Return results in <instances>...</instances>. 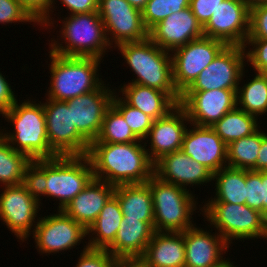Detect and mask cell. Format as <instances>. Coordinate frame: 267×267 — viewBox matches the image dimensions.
<instances>
[{
  "label": "cell",
  "instance_id": "4dcf8cb0",
  "mask_svg": "<svg viewBox=\"0 0 267 267\" xmlns=\"http://www.w3.org/2000/svg\"><path fill=\"white\" fill-rule=\"evenodd\" d=\"M31 162L27 155L15 151L0 134V182L2 184L11 186L23 183L25 169Z\"/></svg>",
  "mask_w": 267,
  "mask_h": 267
},
{
  "label": "cell",
  "instance_id": "30bf717a",
  "mask_svg": "<svg viewBox=\"0 0 267 267\" xmlns=\"http://www.w3.org/2000/svg\"><path fill=\"white\" fill-rule=\"evenodd\" d=\"M226 46L227 44L219 39L203 36L173 50V83L180 95Z\"/></svg>",
  "mask_w": 267,
  "mask_h": 267
},
{
  "label": "cell",
  "instance_id": "c3c4849f",
  "mask_svg": "<svg viewBox=\"0 0 267 267\" xmlns=\"http://www.w3.org/2000/svg\"><path fill=\"white\" fill-rule=\"evenodd\" d=\"M262 178V214L267 212V171H261Z\"/></svg>",
  "mask_w": 267,
  "mask_h": 267
},
{
  "label": "cell",
  "instance_id": "277c9868",
  "mask_svg": "<svg viewBox=\"0 0 267 267\" xmlns=\"http://www.w3.org/2000/svg\"><path fill=\"white\" fill-rule=\"evenodd\" d=\"M51 57V86L48 99L67 101L97 90L102 83L97 77L101 59L69 57L49 52Z\"/></svg>",
  "mask_w": 267,
  "mask_h": 267
},
{
  "label": "cell",
  "instance_id": "f1b7e54d",
  "mask_svg": "<svg viewBox=\"0 0 267 267\" xmlns=\"http://www.w3.org/2000/svg\"><path fill=\"white\" fill-rule=\"evenodd\" d=\"M216 198L208 203L246 204V169L225 166L213 174Z\"/></svg>",
  "mask_w": 267,
  "mask_h": 267
},
{
  "label": "cell",
  "instance_id": "ee69618b",
  "mask_svg": "<svg viewBox=\"0 0 267 267\" xmlns=\"http://www.w3.org/2000/svg\"><path fill=\"white\" fill-rule=\"evenodd\" d=\"M224 0H190V8L199 23L204 27L215 12L216 8Z\"/></svg>",
  "mask_w": 267,
  "mask_h": 267
},
{
  "label": "cell",
  "instance_id": "b9f144b4",
  "mask_svg": "<svg viewBox=\"0 0 267 267\" xmlns=\"http://www.w3.org/2000/svg\"><path fill=\"white\" fill-rule=\"evenodd\" d=\"M248 39H267V5H260L250 9Z\"/></svg>",
  "mask_w": 267,
  "mask_h": 267
},
{
  "label": "cell",
  "instance_id": "ac0fdd59",
  "mask_svg": "<svg viewBox=\"0 0 267 267\" xmlns=\"http://www.w3.org/2000/svg\"><path fill=\"white\" fill-rule=\"evenodd\" d=\"M203 36V27L190 7L172 13L149 31V38L166 51H173Z\"/></svg>",
  "mask_w": 267,
  "mask_h": 267
},
{
  "label": "cell",
  "instance_id": "7c38bea8",
  "mask_svg": "<svg viewBox=\"0 0 267 267\" xmlns=\"http://www.w3.org/2000/svg\"><path fill=\"white\" fill-rule=\"evenodd\" d=\"M237 89L185 91L179 105L185 110L190 123L211 127L237 106Z\"/></svg>",
  "mask_w": 267,
  "mask_h": 267
},
{
  "label": "cell",
  "instance_id": "d590c367",
  "mask_svg": "<svg viewBox=\"0 0 267 267\" xmlns=\"http://www.w3.org/2000/svg\"><path fill=\"white\" fill-rule=\"evenodd\" d=\"M116 98L114 93L112 105L122 114L134 134L140 140L146 139L154 119L139 109L130 106L124 100L122 101L121 98Z\"/></svg>",
  "mask_w": 267,
  "mask_h": 267
},
{
  "label": "cell",
  "instance_id": "7a4b0ae2",
  "mask_svg": "<svg viewBox=\"0 0 267 267\" xmlns=\"http://www.w3.org/2000/svg\"><path fill=\"white\" fill-rule=\"evenodd\" d=\"M118 47L128 65L137 74L138 78L131 83L164 91L179 104L181 95L173 83L169 51L160 48L149 37L142 41L123 43Z\"/></svg>",
  "mask_w": 267,
  "mask_h": 267
},
{
  "label": "cell",
  "instance_id": "603a6c76",
  "mask_svg": "<svg viewBox=\"0 0 267 267\" xmlns=\"http://www.w3.org/2000/svg\"><path fill=\"white\" fill-rule=\"evenodd\" d=\"M185 267H216L222 260L221 252L228 249V242L217 235L192 227L184 231Z\"/></svg>",
  "mask_w": 267,
  "mask_h": 267
},
{
  "label": "cell",
  "instance_id": "1f68e13d",
  "mask_svg": "<svg viewBox=\"0 0 267 267\" xmlns=\"http://www.w3.org/2000/svg\"><path fill=\"white\" fill-rule=\"evenodd\" d=\"M266 135L259 131L234 140L227 145V163L229 167L251 170L257 162L262 138Z\"/></svg>",
  "mask_w": 267,
  "mask_h": 267
},
{
  "label": "cell",
  "instance_id": "4fadbf2b",
  "mask_svg": "<svg viewBox=\"0 0 267 267\" xmlns=\"http://www.w3.org/2000/svg\"><path fill=\"white\" fill-rule=\"evenodd\" d=\"M244 46L227 45L186 91L238 89L243 76Z\"/></svg>",
  "mask_w": 267,
  "mask_h": 267
},
{
  "label": "cell",
  "instance_id": "8992f818",
  "mask_svg": "<svg viewBox=\"0 0 267 267\" xmlns=\"http://www.w3.org/2000/svg\"><path fill=\"white\" fill-rule=\"evenodd\" d=\"M147 184L153 198L155 231L183 232L192 228L194 197L187 189L161 181L153 175Z\"/></svg>",
  "mask_w": 267,
  "mask_h": 267
},
{
  "label": "cell",
  "instance_id": "6da1fadb",
  "mask_svg": "<svg viewBox=\"0 0 267 267\" xmlns=\"http://www.w3.org/2000/svg\"><path fill=\"white\" fill-rule=\"evenodd\" d=\"M148 149L137 144L91 142L87 156L95 179L117 186L147 183L154 175V163ZM103 173V176H102Z\"/></svg>",
  "mask_w": 267,
  "mask_h": 267
},
{
  "label": "cell",
  "instance_id": "83f0119b",
  "mask_svg": "<svg viewBox=\"0 0 267 267\" xmlns=\"http://www.w3.org/2000/svg\"><path fill=\"white\" fill-rule=\"evenodd\" d=\"M123 214L117 197L113 194L106 202L96 220L87 229V235L91 232L97 234L87 245L90 249L106 250L117 235L122 222ZM97 232V233H96Z\"/></svg>",
  "mask_w": 267,
  "mask_h": 267
},
{
  "label": "cell",
  "instance_id": "ba28073f",
  "mask_svg": "<svg viewBox=\"0 0 267 267\" xmlns=\"http://www.w3.org/2000/svg\"><path fill=\"white\" fill-rule=\"evenodd\" d=\"M48 100L43 103V108L51 150L57 156L87 155L90 142L73 124L72 103Z\"/></svg>",
  "mask_w": 267,
  "mask_h": 267
},
{
  "label": "cell",
  "instance_id": "7bdbcfd3",
  "mask_svg": "<svg viewBox=\"0 0 267 267\" xmlns=\"http://www.w3.org/2000/svg\"><path fill=\"white\" fill-rule=\"evenodd\" d=\"M29 14L41 25H48L49 10L54 0H18ZM44 23V24H43Z\"/></svg>",
  "mask_w": 267,
  "mask_h": 267
},
{
  "label": "cell",
  "instance_id": "ffe728a7",
  "mask_svg": "<svg viewBox=\"0 0 267 267\" xmlns=\"http://www.w3.org/2000/svg\"><path fill=\"white\" fill-rule=\"evenodd\" d=\"M154 175L161 181L185 189V185L202 184L213 180V173L182 150L163 155L154 163Z\"/></svg>",
  "mask_w": 267,
  "mask_h": 267
},
{
  "label": "cell",
  "instance_id": "f907efd6",
  "mask_svg": "<svg viewBox=\"0 0 267 267\" xmlns=\"http://www.w3.org/2000/svg\"><path fill=\"white\" fill-rule=\"evenodd\" d=\"M131 6L139 9L142 11V9L147 4L148 0H126Z\"/></svg>",
  "mask_w": 267,
  "mask_h": 267
},
{
  "label": "cell",
  "instance_id": "8d00e7d4",
  "mask_svg": "<svg viewBox=\"0 0 267 267\" xmlns=\"http://www.w3.org/2000/svg\"><path fill=\"white\" fill-rule=\"evenodd\" d=\"M28 193L38 201L46 195V159L33 160L25 169L23 183Z\"/></svg>",
  "mask_w": 267,
  "mask_h": 267
},
{
  "label": "cell",
  "instance_id": "bcb514c9",
  "mask_svg": "<svg viewBox=\"0 0 267 267\" xmlns=\"http://www.w3.org/2000/svg\"><path fill=\"white\" fill-rule=\"evenodd\" d=\"M5 77L0 73V114L8 111L17 101Z\"/></svg>",
  "mask_w": 267,
  "mask_h": 267
},
{
  "label": "cell",
  "instance_id": "f5cc1de1",
  "mask_svg": "<svg viewBox=\"0 0 267 267\" xmlns=\"http://www.w3.org/2000/svg\"><path fill=\"white\" fill-rule=\"evenodd\" d=\"M267 238V212L263 214V232L261 238Z\"/></svg>",
  "mask_w": 267,
  "mask_h": 267
},
{
  "label": "cell",
  "instance_id": "60d3db41",
  "mask_svg": "<svg viewBox=\"0 0 267 267\" xmlns=\"http://www.w3.org/2000/svg\"><path fill=\"white\" fill-rule=\"evenodd\" d=\"M246 43L254 45L255 48L253 51H248L245 58L253 65L257 73L267 75V39H247Z\"/></svg>",
  "mask_w": 267,
  "mask_h": 267
},
{
  "label": "cell",
  "instance_id": "9a60e30c",
  "mask_svg": "<svg viewBox=\"0 0 267 267\" xmlns=\"http://www.w3.org/2000/svg\"><path fill=\"white\" fill-rule=\"evenodd\" d=\"M36 223L33 238L36 247L43 253L71 249L87 235V230L63 210H59V214L40 218Z\"/></svg>",
  "mask_w": 267,
  "mask_h": 267
},
{
  "label": "cell",
  "instance_id": "5bb4252c",
  "mask_svg": "<svg viewBox=\"0 0 267 267\" xmlns=\"http://www.w3.org/2000/svg\"><path fill=\"white\" fill-rule=\"evenodd\" d=\"M98 14L104 23L105 32L114 35L113 40L117 46L149 37L141 10L131 6L126 0H98Z\"/></svg>",
  "mask_w": 267,
  "mask_h": 267
},
{
  "label": "cell",
  "instance_id": "681fc988",
  "mask_svg": "<svg viewBox=\"0 0 267 267\" xmlns=\"http://www.w3.org/2000/svg\"><path fill=\"white\" fill-rule=\"evenodd\" d=\"M250 9L260 5H267V0H242Z\"/></svg>",
  "mask_w": 267,
  "mask_h": 267
},
{
  "label": "cell",
  "instance_id": "5b68a950",
  "mask_svg": "<svg viewBox=\"0 0 267 267\" xmlns=\"http://www.w3.org/2000/svg\"><path fill=\"white\" fill-rule=\"evenodd\" d=\"M63 23L62 37L68 43L64 47L54 40L50 46L52 47L51 52L55 54L101 59L106 47L111 45L98 11L71 14Z\"/></svg>",
  "mask_w": 267,
  "mask_h": 267
},
{
  "label": "cell",
  "instance_id": "74e56055",
  "mask_svg": "<svg viewBox=\"0 0 267 267\" xmlns=\"http://www.w3.org/2000/svg\"><path fill=\"white\" fill-rule=\"evenodd\" d=\"M75 267H116L120 262L107 250L83 248Z\"/></svg>",
  "mask_w": 267,
  "mask_h": 267
},
{
  "label": "cell",
  "instance_id": "d6986e66",
  "mask_svg": "<svg viewBox=\"0 0 267 267\" xmlns=\"http://www.w3.org/2000/svg\"><path fill=\"white\" fill-rule=\"evenodd\" d=\"M193 126L186 130L181 150L214 174L227 163V144L211 127Z\"/></svg>",
  "mask_w": 267,
  "mask_h": 267
},
{
  "label": "cell",
  "instance_id": "2e32d148",
  "mask_svg": "<svg viewBox=\"0 0 267 267\" xmlns=\"http://www.w3.org/2000/svg\"><path fill=\"white\" fill-rule=\"evenodd\" d=\"M4 188L0 194V219L24 241L31 232L40 202L28 193L22 183Z\"/></svg>",
  "mask_w": 267,
  "mask_h": 267
},
{
  "label": "cell",
  "instance_id": "f546056e",
  "mask_svg": "<svg viewBox=\"0 0 267 267\" xmlns=\"http://www.w3.org/2000/svg\"><path fill=\"white\" fill-rule=\"evenodd\" d=\"M255 117L236 106L211 128L228 145L230 142L249 136L258 130Z\"/></svg>",
  "mask_w": 267,
  "mask_h": 267
},
{
  "label": "cell",
  "instance_id": "f35d334b",
  "mask_svg": "<svg viewBox=\"0 0 267 267\" xmlns=\"http://www.w3.org/2000/svg\"><path fill=\"white\" fill-rule=\"evenodd\" d=\"M246 205L262 213L261 171L246 170Z\"/></svg>",
  "mask_w": 267,
  "mask_h": 267
},
{
  "label": "cell",
  "instance_id": "e575fe53",
  "mask_svg": "<svg viewBox=\"0 0 267 267\" xmlns=\"http://www.w3.org/2000/svg\"><path fill=\"white\" fill-rule=\"evenodd\" d=\"M188 7H190V0H148L141 11L144 25L150 31L172 13Z\"/></svg>",
  "mask_w": 267,
  "mask_h": 267
},
{
  "label": "cell",
  "instance_id": "e0dca14e",
  "mask_svg": "<svg viewBox=\"0 0 267 267\" xmlns=\"http://www.w3.org/2000/svg\"><path fill=\"white\" fill-rule=\"evenodd\" d=\"M113 93L103 84L95 91L67 100V103H72L73 124L90 143L101 132L105 113L112 105Z\"/></svg>",
  "mask_w": 267,
  "mask_h": 267
},
{
  "label": "cell",
  "instance_id": "484cf974",
  "mask_svg": "<svg viewBox=\"0 0 267 267\" xmlns=\"http://www.w3.org/2000/svg\"><path fill=\"white\" fill-rule=\"evenodd\" d=\"M124 101L154 120L166 116L178 104L164 91L129 83L121 88Z\"/></svg>",
  "mask_w": 267,
  "mask_h": 267
},
{
  "label": "cell",
  "instance_id": "836d02e7",
  "mask_svg": "<svg viewBox=\"0 0 267 267\" xmlns=\"http://www.w3.org/2000/svg\"><path fill=\"white\" fill-rule=\"evenodd\" d=\"M92 142L129 143L142 141L130 129L122 114L111 105L103 118L99 136Z\"/></svg>",
  "mask_w": 267,
  "mask_h": 267
},
{
  "label": "cell",
  "instance_id": "52a82bcc",
  "mask_svg": "<svg viewBox=\"0 0 267 267\" xmlns=\"http://www.w3.org/2000/svg\"><path fill=\"white\" fill-rule=\"evenodd\" d=\"M93 178V168L87 155L46 159V196L60 200L59 210H63Z\"/></svg>",
  "mask_w": 267,
  "mask_h": 267
},
{
  "label": "cell",
  "instance_id": "44dd1931",
  "mask_svg": "<svg viewBox=\"0 0 267 267\" xmlns=\"http://www.w3.org/2000/svg\"><path fill=\"white\" fill-rule=\"evenodd\" d=\"M154 233V222L123 217L114 242L106 250L119 262H137Z\"/></svg>",
  "mask_w": 267,
  "mask_h": 267
},
{
  "label": "cell",
  "instance_id": "f6af8a7d",
  "mask_svg": "<svg viewBox=\"0 0 267 267\" xmlns=\"http://www.w3.org/2000/svg\"><path fill=\"white\" fill-rule=\"evenodd\" d=\"M72 14L98 11V0H60Z\"/></svg>",
  "mask_w": 267,
  "mask_h": 267
},
{
  "label": "cell",
  "instance_id": "ab89813d",
  "mask_svg": "<svg viewBox=\"0 0 267 267\" xmlns=\"http://www.w3.org/2000/svg\"><path fill=\"white\" fill-rule=\"evenodd\" d=\"M37 22L18 0H0V23Z\"/></svg>",
  "mask_w": 267,
  "mask_h": 267
},
{
  "label": "cell",
  "instance_id": "cb8c5ba5",
  "mask_svg": "<svg viewBox=\"0 0 267 267\" xmlns=\"http://www.w3.org/2000/svg\"><path fill=\"white\" fill-rule=\"evenodd\" d=\"M185 257L184 231H155L137 262L142 267H185Z\"/></svg>",
  "mask_w": 267,
  "mask_h": 267
},
{
  "label": "cell",
  "instance_id": "4316f807",
  "mask_svg": "<svg viewBox=\"0 0 267 267\" xmlns=\"http://www.w3.org/2000/svg\"><path fill=\"white\" fill-rule=\"evenodd\" d=\"M123 217L143 222H154L153 198L147 183L122 184L115 186Z\"/></svg>",
  "mask_w": 267,
  "mask_h": 267
},
{
  "label": "cell",
  "instance_id": "7402d4cb",
  "mask_svg": "<svg viewBox=\"0 0 267 267\" xmlns=\"http://www.w3.org/2000/svg\"><path fill=\"white\" fill-rule=\"evenodd\" d=\"M183 120L189 121L185 110L178 104L166 116L153 121L147 134L151 139L150 160L155 163L163 155L181 150L186 127Z\"/></svg>",
  "mask_w": 267,
  "mask_h": 267
},
{
  "label": "cell",
  "instance_id": "d6a6232c",
  "mask_svg": "<svg viewBox=\"0 0 267 267\" xmlns=\"http://www.w3.org/2000/svg\"><path fill=\"white\" fill-rule=\"evenodd\" d=\"M236 100L237 106L242 105L240 109L256 118L267 112V75L258 73L248 84L238 87Z\"/></svg>",
  "mask_w": 267,
  "mask_h": 267
},
{
  "label": "cell",
  "instance_id": "3957f363",
  "mask_svg": "<svg viewBox=\"0 0 267 267\" xmlns=\"http://www.w3.org/2000/svg\"><path fill=\"white\" fill-rule=\"evenodd\" d=\"M3 116L15 126V133H1L10 145L18 143L19 147L11 145L15 151L27 155L32 161L57 157L49 146L43 103L25 101L19 106L16 101Z\"/></svg>",
  "mask_w": 267,
  "mask_h": 267
},
{
  "label": "cell",
  "instance_id": "db71d44e",
  "mask_svg": "<svg viewBox=\"0 0 267 267\" xmlns=\"http://www.w3.org/2000/svg\"><path fill=\"white\" fill-rule=\"evenodd\" d=\"M216 267H235V266H233L232 263H230L229 261L225 260L224 262H222L220 265Z\"/></svg>",
  "mask_w": 267,
  "mask_h": 267
},
{
  "label": "cell",
  "instance_id": "7dc6e473",
  "mask_svg": "<svg viewBox=\"0 0 267 267\" xmlns=\"http://www.w3.org/2000/svg\"><path fill=\"white\" fill-rule=\"evenodd\" d=\"M252 171H267V134L262 138L256 165Z\"/></svg>",
  "mask_w": 267,
  "mask_h": 267
},
{
  "label": "cell",
  "instance_id": "8fae6325",
  "mask_svg": "<svg viewBox=\"0 0 267 267\" xmlns=\"http://www.w3.org/2000/svg\"><path fill=\"white\" fill-rule=\"evenodd\" d=\"M249 31L250 8L242 0L222 1L203 27L205 37L244 47Z\"/></svg>",
  "mask_w": 267,
  "mask_h": 267
},
{
  "label": "cell",
  "instance_id": "816d5d0a",
  "mask_svg": "<svg viewBox=\"0 0 267 267\" xmlns=\"http://www.w3.org/2000/svg\"><path fill=\"white\" fill-rule=\"evenodd\" d=\"M116 267H142L138 262H120Z\"/></svg>",
  "mask_w": 267,
  "mask_h": 267
},
{
  "label": "cell",
  "instance_id": "d4e9b609",
  "mask_svg": "<svg viewBox=\"0 0 267 267\" xmlns=\"http://www.w3.org/2000/svg\"><path fill=\"white\" fill-rule=\"evenodd\" d=\"M115 186L93 178L90 183L63 209L74 221L86 230L96 220L109 198L114 194Z\"/></svg>",
  "mask_w": 267,
  "mask_h": 267
},
{
  "label": "cell",
  "instance_id": "9c48e42d",
  "mask_svg": "<svg viewBox=\"0 0 267 267\" xmlns=\"http://www.w3.org/2000/svg\"><path fill=\"white\" fill-rule=\"evenodd\" d=\"M208 221L228 243L233 239L258 238L263 232V214L246 204L207 203Z\"/></svg>",
  "mask_w": 267,
  "mask_h": 267
}]
</instances>
